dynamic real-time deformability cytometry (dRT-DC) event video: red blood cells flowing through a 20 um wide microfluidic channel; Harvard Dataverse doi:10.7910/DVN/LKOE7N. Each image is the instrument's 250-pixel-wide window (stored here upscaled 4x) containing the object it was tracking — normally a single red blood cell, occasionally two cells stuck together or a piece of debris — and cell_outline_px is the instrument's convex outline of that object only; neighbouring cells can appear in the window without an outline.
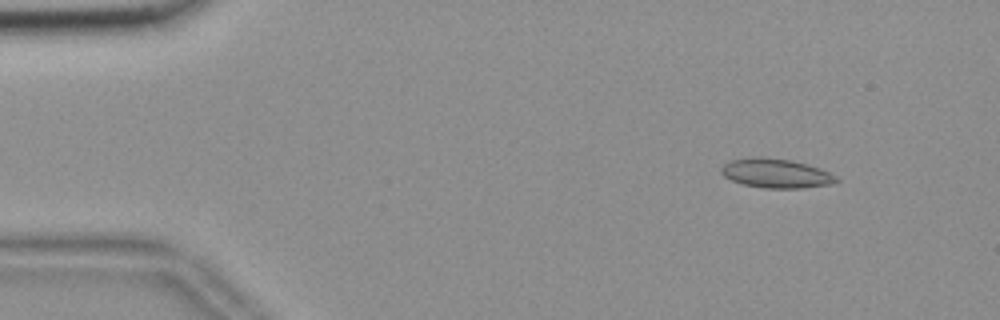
{"species": "common noctule bat (a hibernating species)", "species_latin": "Nyctalus noctula", "temperature_condition": "room temperature", "stored_images_in_passage": 56, "camera_frame_rate_fps": 3000, "um_per_image_px": 0.085, "animal": {"sex": "female", "body_mass_g": 18.4}, "frame": {"image": 1, "passage_image": 6, "time_ms": 1.667, "image_size_px": [1000, 320], "cell_outline_px": [[840, 180], [828, 184], [800, 188], [764, 188], [744, 184], [732, 180], [724, 176], [720, 172], [720, 168], [728, 160], [756, 156], [764, 156], [788, 160], [820, 168], [836, 176]], "centroid_in_image_um": [65.9, 14.72], "position_along_channel_um": 19.1, "area_um2": 19.48}}
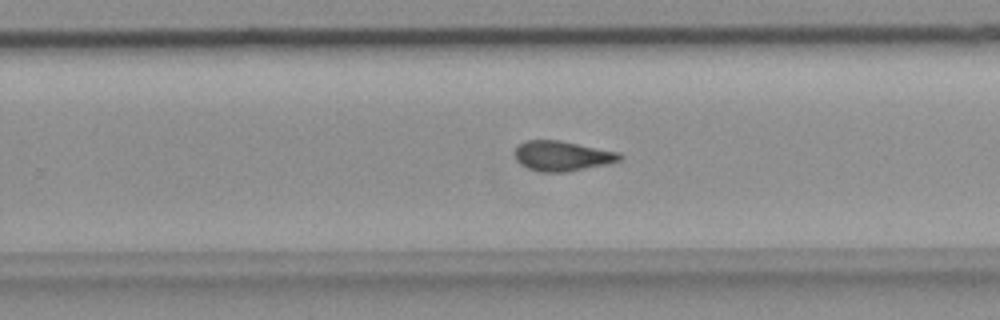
{"frame": {"image": 2, "passage_image": 35, "time_ms": 11.333, "image_size_px": [1000, 320], "cell_outline_px": [[624, 156], [620, 160], [612, 164], [568, 172], [540, 172], [528, 168], [520, 164], [516, 160], [516, 148], [524, 140], [560, 140], [620, 152]], "centroid_in_image_um": [47.85, 13.26], "position_along_channel_um": 282.0, "area_um2": 18.67}}
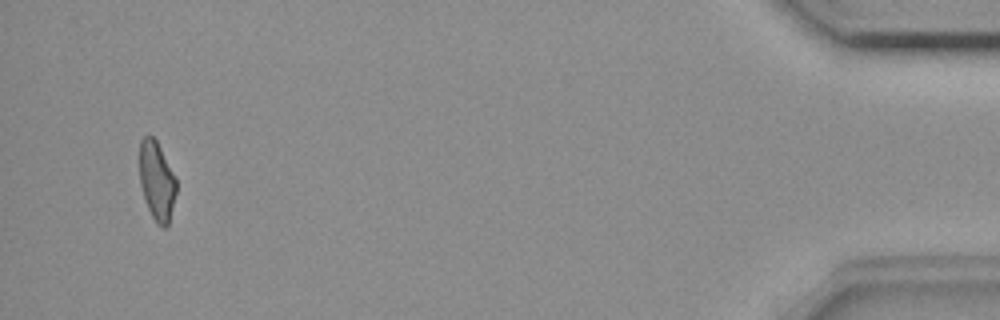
{"frame": {"image": 3, "passage_image": 53, "time_ms": 17.333, "image_size_px": [1000, 320], "cell_outline_px": [[176, 192], [168, 224], [164, 228], [156, 224], [148, 208], [140, 184], [140, 140], [148, 132], [156, 140], [176, 176]], "centroid_in_image_um": [13.33, 15.34], "position_along_channel_um": 421.9, "area_um2": 16.88}, "authors_computed_cell_mechanics": {"area_um2": 18.3515, "velocity_mm_per_s": 3.6647, "shape_relaxation_time_tau1_ms": null, "shape_relaxation_time_tau2_ms": 2.7522, "deformation_change_tau1": null, "deformation_change_tau2": 0.0863}}